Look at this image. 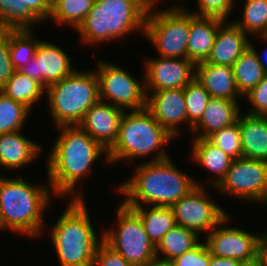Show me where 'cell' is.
<instances>
[{
  "label": "cell",
  "mask_w": 267,
  "mask_h": 266,
  "mask_svg": "<svg viewBox=\"0 0 267 266\" xmlns=\"http://www.w3.org/2000/svg\"><path fill=\"white\" fill-rule=\"evenodd\" d=\"M31 110L0 91V134L23 130Z\"/></svg>",
  "instance_id": "cell-33"
},
{
  "label": "cell",
  "mask_w": 267,
  "mask_h": 266,
  "mask_svg": "<svg viewBox=\"0 0 267 266\" xmlns=\"http://www.w3.org/2000/svg\"><path fill=\"white\" fill-rule=\"evenodd\" d=\"M211 253L205 243L199 242L194 248L172 260L174 266H209Z\"/></svg>",
  "instance_id": "cell-38"
},
{
  "label": "cell",
  "mask_w": 267,
  "mask_h": 266,
  "mask_svg": "<svg viewBox=\"0 0 267 266\" xmlns=\"http://www.w3.org/2000/svg\"><path fill=\"white\" fill-rule=\"evenodd\" d=\"M258 257L261 259L263 266H267V237L264 234L259 244Z\"/></svg>",
  "instance_id": "cell-43"
},
{
  "label": "cell",
  "mask_w": 267,
  "mask_h": 266,
  "mask_svg": "<svg viewBox=\"0 0 267 266\" xmlns=\"http://www.w3.org/2000/svg\"><path fill=\"white\" fill-rule=\"evenodd\" d=\"M240 261L232 258H222L212 256L210 258L209 266H239Z\"/></svg>",
  "instance_id": "cell-42"
},
{
  "label": "cell",
  "mask_w": 267,
  "mask_h": 266,
  "mask_svg": "<svg viewBox=\"0 0 267 266\" xmlns=\"http://www.w3.org/2000/svg\"><path fill=\"white\" fill-rule=\"evenodd\" d=\"M145 37L153 44L158 57L187 59L190 12L182 5L148 11Z\"/></svg>",
  "instance_id": "cell-8"
},
{
  "label": "cell",
  "mask_w": 267,
  "mask_h": 266,
  "mask_svg": "<svg viewBox=\"0 0 267 266\" xmlns=\"http://www.w3.org/2000/svg\"><path fill=\"white\" fill-rule=\"evenodd\" d=\"M267 205V203L265 204V206ZM263 234L267 237V231L265 230V232H263Z\"/></svg>",
  "instance_id": "cell-49"
},
{
  "label": "cell",
  "mask_w": 267,
  "mask_h": 266,
  "mask_svg": "<svg viewBox=\"0 0 267 266\" xmlns=\"http://www.w3.org/2000/svg\"><path fill=\"white\" fill-rule=\"evenodd\" d=\"M3 229L5 230L4 225H3V221L1 218V213H0V230L2 231Z\"/></svg>",
  "instance_id": "cell-48"
},
{
  "label": "cell",
  "mask_w": 267,
  "mask_h": 266,
  "mask_svg": "<svg viewBox=\"0 0 267 266\" xmlns=\"http://www.w3.org/2000/svg\"><path fill=\"white\" fill-rule=\"evenodd\" d=\"M199 236L193 230L176 225L156 245V258L174 260L194 248L201 241Z\"/></svg>",
  "instance_id": "cell-26"
},
{
  "label": "cell",
  "mask_w": 267,
  "mask_h": 266,
  "mask_svg": "<svg viewBox=\"0 0 267 266\" xmlns=\"http://www.w3.org/2000/svg\"><path fill=\"white\" fill-rule=\"evenodd\" d=\"M33 29L10 30V58L15 70L27 65L35 56L41 39L35 38Z\"/></svg>",
  "instance_id": "cell-32"
},
{
  "label": "cell",
  "mask_w": 267,
  "mask_h": 266,
  "mask_svg": "<svg viewBox=\"0 0 267 266\" xmlns=\"http://www.w3.org/2000/svg\"><path fill=\"white\" fill-rule=\"evenodd\" d=\"M71 61V57L57 44L41 39L34 58L19 71L35 79L47 89L76 71L75 68H72Z\"/></svg>",
  "instance_id": "cell-14"
},
{
  "label": "cell",
  "mask_w": 267,
  "mask_h": 266,
  "mask_svg": "<svg viewBox=\"0 0 267 266\" xmlns=\"http://www.w3.org/2000/svg\"><path fill=\"white\" fill-rule=\"evenodd\" d=\"M232 69L237 89L242 96L247 94L267 75L251 46L235 61Z\"/></svg>",
  "instance_id": "cell-27"
},
{
  "label": "cell",
  "mask_w": 267,
  "mask_h": 266,
  "mask_svg": "<svg viewBox=\"0 0 267 266\" xmlns=\"http://www.w3.org/2000/svg\"><path fill=\"white\" fill-rule=\"evenodd\" d=\"M144 70L146 92L184 88L196 76V64L185 58L148 57Z\"/></svg>",
  "instance_id": "cell-15"
},
{
  "label": "cell",
  "mask_w": 267,
  "mask_h": 266,
  "mask_svg": "<svg viewBox=\"0 0 267 266\" xmlns=\"http://www.w3.org/2000/svg\"><path fill=\"white\" fill-rule=\"evenodd\" d=\"M93 3L94 0H51L49 20H54L59 26L69 24L77 30L92 9Z\"/></svg>",
  "instance_id": "cell-30"
},
{
  "label": "cell",
  "mask_w": 267,
  "mask_h": 266,
  "mask_svg": "<svg viewBox=\"0 0 267 266\" xmlns=\"http://www.w3.org/2000/svg\"><path fill=\"white\" fill-rule=\"evenodd\" d=\"M239 266H263V264L261 262V259L257 257L256 259L251 261L241 262Z\"/></svg>",
  "instance_id": "cell-47"
},
{
  "label": "cell",
  "mask_w": 267,
  "mask_h": 266,
  "mask_svg": "<svg viewBox=\"0 0 267 266\" xmlns=\"http://www.w3.org/2000/svg\"><path fill=\"white\" fill-rule=\"evenodd\" d=\"M197 5V10L188 11L196 16L213 17L227 22L235 7V0H197Z\"/></svg>",
  "instance_id": "cell-36"
},
{
  "label": "cell",
  "mask_w": 267,
  "mask_h": 266,
  "mask_svg": "<svg viewBox=\"0 0 267 266\" xmlns=\"http://www.w3.org/2000/svg\"><path fill=\"white\" fill-rule=\"evenodd\" d=\"M262 40H265V42L267 43V39L264 36H261ZM250 46L255 50L256 55L258 57V60L260 61L261 65L263 66L264 70L267 73V48L264 49V51H262L263 54L260 55V52H257V49L255 48V46L253 45V43H251L250 41Z\"/></svg>",
  "instance_id": "cell-44"
},
{
  "label": "cell",
  "mask_w": 267,
  "mask_h": 266,
  "mask_svg": "<svg viewBox=\"0 0 267 266\" xmlns=\"http://www.w3.org/2000/svg\"><path fill=\"white\" fill-rule=\"evenodd\" d=\"M145 266H174V264L172 263V261L155 258L149 263H147Z\"/></svg>",
  "instance_id": "cell-45"
},
{
  "label": "cell",
  "mask_w": 267,
  "mask_h": 266,
  "mask_svg": "<svg viewBox=\"0 0 267 266\" xmlns=\"http://www.w3.org/2000/svg\"><path fill=\"white\" fill-rule=\"evenodd\" d=\"M243 99L251 103L248 112L245 114L254 116H266L267 114V75L247 94ZM252 108V109H251Z\"/></svg>",
  "instance_id": "cell-37"
},
{
  "label": "cell",
  "mask_w": 267,
  "mask_h": 266,
  "mask_svg": "<svg viewBox=\"0 0 267 266\" xmlns=\"http://www.w3.org/2000/svg\"><path fill=\"white\" fill-rule=\"evenodd\" d=\"M0 91L14 101L24 104L32 111L33 106L41 100L46 89L35 79L15 70Z\"/></svg>",
  "instance_id": "cell-28"
},
{
  "label": "cell",
  "mask_w": 267,
  "mask_h": 266,
  "mask_svg": "<svg viewBox=\"0 0 267 266\" xmlns=\"http://www.w3.org/2000/svg\"><path fill=\"white\" fill-rule=\"evenodd\" d=\"M28 6L42 21H49L51 0H19Z\"/></svg>",
  "instance_id": "cell-41"
},
{
  "label": "cell",
  "mask_w": 267,
  "mask_h": 266,
  "mask_svg": "<svg viewBox=\"0 0 267 266\" xmlns=\"http://www.w3.org/2000/svg\"><path fill=\"white\" fill-rule=\"evenodd\" d=\"M206 139L233 160L243 157L239 121L215 131Z\"/></svg>",
  "instance_id": "cell-35"
},
{
  "label": "cell",
  "mask_w": 267,
  "mask_h": 266,
  "mask_svg": "<svg viewBox=\"0 0 267 266\" xmlns=\"http://www.w3.org/2000/svg\"><path fill=\"white\" fill-rule=\"evenodd\" d=\"M10 30L0 29V90L15 71L10 58Z\"/></svg>",
  "instance_id": "cell-39"
},
{
  "label": "cell",
  "mask_w": 267,
  "mask_h": 266,
  "mask_svg": "<svg viewBox=\"0 0 267 266\" xmlns=\"http://www.w3.org/2000/svg\"><path fill=\"white\" fill-rule=\"evenodd\" d=\"M145 1V6L147 8V11H155V9L157 10L156 6H158L157 4H161L159 1L161 0H144Z\"/></svg>",
  "instance_id": "cell-46"
},
{
  "label": "cell",
  "mask_w": 267,
  "mask_h": 266,
  "mask_svg": "<svg viewBox=\"0 0 267 266\" xmlns=\"http://www.w3.org/2000/svg\"><path fill=\"white\" fill-rule=\"evenodd\" d=\"M191 143L192 150L190 156L193 162L199 163L202 168L215 174L213 176L215 178H212L211 182L209 179L207 184L212 186V188H216L225 178L233 159L206 138H193Z\"/></svg>",
  "instance_id": "cell-24"
},
{
  "label": "cell",
  "mask_w": 267,
  "mask_h": 266,
  "mask_svg": "<svg viewBox=\"0 0 267 266\" xmlns=\"http://www.w3.org/2000/svg\"><path fill=\"white\" fill-rule=\"evenodd\" d=\"M24 136L22 130L0 134V166L7 170L22 169L40 158L42 144Z\"/></svg>",
  "instance_id": "cell-19"
},
{
  "label": "cell",
  "mask_w": 267,
  "mask_h": 266,
  "mask_svg": "<svg viewBox=\"0 0 267 266\" xmlns=\"http://www.w3.org/2000/svg\"><path fill=\"white\" fill-rule=\"evenodd\" d=\"M150 93V94H149ZM146 109L174 138L179 137L181 124L187 123L183 88L146 92Z\"/></svg>",
  "instance_id": "cell-16"
},
{
  "label": "cell",
  "mask_w": 267,
  "mask_h": 266,
  "mask_svg": "<svg viewBox=\"0 0 267 266\" xmlns=\"http://www.w3.org/2000/svg\"><path fill=\"white\" fill-rule=\"evenodd\" d=\"M231 215L226 216L205 237V243L212 256L232 258L240 262L258 257L262 233L248 232L228 224ZM228 225V226H227Z\"/></svg>",
  "instance_id": "cell-13"
},
{
  "label": "cell",
  "mask_w": 267,
  "mask_h": 266,
  "mask_svg": "<svg viewBox=\"0 0 267 266\" xmlns=\"http://www.w3.org/2000/svg\"><path fill=\"white\" fill-rule=\"evenodd\" d=\"M242 12L243 19L233 22L248 36L260 39L267 33V0H245Z\"/></svg>",
  "instance_id": "cell-31"
},
{
  "label": "cell",
  "mask_w": 267,
  "mask_h": 266,
  "mask_svg": "<svg viewBox=\"0 0 267 266\" xmlns=\"http://www.w3.org/2000/svg\"><path fill=\"white\" fill-rule=\"evenodd\" d=\"M249 46V36L231 18V23L224 21L219 26L210 55L205 62L232 66Z\"/></svg>",
  "instance_id": "cell-18"
},
{
  "label": "cell",
  "mask_w": 267,
  "mask_h": 266,
  "mask_svg": "<svg viewBox=\"0 0 267 266\" xmlns=\"http://www.w3.org/2000/svg\"><path fill=\"white\" fill-rule=\"evenodd\" d=\"M174 139L146 108L125 110L120 120L117 139L108 150L110 165L149 156L147 162L168 159L170 157L165 145Z\"/></svg>",
  "instance_id": "cell-5"
},
{
  "label": "cell",
  "mask_w": 267,
  "mask_h": 266,
  "mask_svg": "<svg viewBox=\"0 0 267 266\" xmlns=\"http://www.w3.org/2000/svg\"><path fill=\"white\" fill-rule=\"evenodd\" d=\"M116 209V225L104 229L103 240L133 266H145L156 258V246L145 232L138 214L121 202Z\"/></svg>",
  "instance_id": "cell-9"
},
{
  "label": "cell",
  "mask_w": 267,
  "mask_h": 266,
  "mask_svg": "<svg viewBox=\"0 0 267 266\" xmlns=\"http://www.w3.org/2000/svg\"><path fill=\"white\" fill-rule=\"evenodd\" d=\"M42 21L28 6L19 0H0V29H33Z\"/></svg>",
  "instance_id": "cell-29"
},
{
  "label": "cell",
  "mask_w": 267,
  "mask_h": 266,
  "mask_svg": "<svg viewBox=\"0 0 267 266\" xmlns=\"http://www.w3.org/2000/svg\"><path fill=\"white\" fill-rule=\"evenodd\" d=\"M68 200L49 232L57 259L60 266H93L97 247L104 239L103 231L98 236L93 229L84 199Z\"/></svg>",
  "instance_id": "cell-4"
},
{
  "label": "cell",
  "mask_w": 267,
  "mask_h": 266,
  "mask_svg": "<svg viewBox=\"0 0 267 266\" xmlns=\"http://www.w3.org/2000/svg\"><path fill=\"white\" fill-rule=\"evenodd\" d=\"M125 110L99 100L84 115L78 126L106 150L115 143Z\"/></svg>",
  "instance_id": "cell-17"
},
{
  "label": "cell",
  "mask_w": 267,
  "mask_h": 266,
  "mask_svg": "<svg viewBox=\"0 0 267 266\" xmlns=\"http://www.w3.org/2000/svg\"><path fill=\"white\" fill-rule=\"evenodd\" d=\"M184 99L187 110V123L190 130L201 119L210 94L195 77L184 88Z\"/></svg>",
  "instance_id": "cell-34"
},
{
  "label": "cell",
  "mask_w": 267,
  "mask_h": 266,
  "mask_svg": "<svg viewBox=\"0 0 267 266\" xmlns=\"http://www.w3.org/2000/svg\"><path fill=\"white\" fill-rule=\"evenodd\" d=\"M128 207H131L138 214L146 234L155 246L168 231L177 225L170 206Z\"/></svg>",
  "instance_id": "cell-25"
},
{
  "label": "cell",
  "mask_w": 267,
  "mask_h": 266,
  "mask_svg": "<svg viewBox=\"0 0 267 266\" xmlns=\"http://www.w3.org/2000/svg\"><path fill=\"white\" fill-rule=\"evenodd\" d=\"M46 185L25 181L19 174L16 178L0 176V213L6 230L31 239L45 233L44 213L54 195L49 183Z\"/></svg>",
  "instance_id": "cell-3"
},
{
  "label": "cell",
  "mask_w": 267,
  "mask_h": 266,
  "mask_svg": "<svg viewBox=\"0 0 267 266\" xmlns=\"http://www.w3.org/2000/svg\"><path fill=\"white\" fill-rule=\"evenodd\" d=\"M214 189L251 203H267V162L238 158L232 161L225 178Z\"/></svg>",
  "instance_id": "cell-11"
},
{
  "label": "cell",
  "mask_w": 267,
  "mask_h": 266,
  "mask_svg": "<svg viewBox=\"0 0 267 266\" xmlns=\"http://www.w3.org/2000/svg\"><path fill=\"white\" fill-rule=\"evenodd\" d=\"M129 180L119 183L117 191L127 206H171L188 194L195 186H202L168 158L135 165ZM201 183V184H200ZM142 202V203H141Z\"/></svg>",
  "instance_id": "cell-2"
},
{
  "label": "cell",
  "mask_w": 267,
  "mask_h": 266,
  "mask_svg": "<svg viewBox=\"0 0 267 266\" xmlns=\"http://www.w3.org/2000/svg\"><path fill=\"white\" fill-rule=\"evenodd\" d=\"M58 129L46 161L47 182L56 198L85 199L80 191L74 192L75 188L81 179L90 176L98 158L105 155L104 162L110 165L108 150L78 125L58 126Z\"/></svg>",
  "instance_id": "cell-1"
},
{
  "label": "cell",
  "mask_w": 267,
  "mask_h": 266,
  "mask_svg": "<svg viewBox=\"0 0 267 266\" xmlns=\"http://www.w3.org/2000/svg\"><path fill=\"white\" fill-rule=\"evenodd\" d=\"M97 61V70H94L99 81L100 100L126 111L146 108L147 94L145 83L124 70L117 64Z\"/></svg>",
  "instance_id": "cell-10"
},
{
  "label": "cell",
  "mask_w": 267,
  "mask_h": 266,
  "mask_svg": "<svg viewBox=\"0 0 267 266\" xmlns=\"http://www.w3.org/2000/svg\"><path fill=\"white\" fill-rule=\"evenodd\" d=\"M195 77L204 86L210 97L224 98L230 101H239L243 98L237 89L232 66L204 61L196 64Z\"/></svg>",
  "instance_id": "cell-21"
},
{
  "label": "cell",
  "mask_w": 267,
  "mask_h": 266,
  "mask_svg": "<svg viewBox=\"0 0 267 266\" xmlns=\"http://www.w3.org/2000/svg\"><path fill=\"white\" fill-rule=\"evenodd\" d=\"M223 20L196 16L190 12V34L187 59L195 64L204 62L210 55L219 26Z\"/></svg>",
  "instance_id": "cell-22"
},
{
  "label": "cell",
  "mask_w": 267,
  "mask_h": 266,
  "mask_svg": "<svg viewBox=\"0 0 267 266\" xmlns=\"http://www.w3.org/2000/svg\"><path fill=\"white\" fill-rule=\"evenodd\" d=\"M238 121L243 157L267 162V118L244 113Z\"/></svg>",
  "instance_id": "cell-23"
},
{
  "label": "cell",
  "mask_w": 267,
  "mask_h": 266,
  "mask_svg": "<svg viewBox=\"0 0 267 266\" xmlns=\"http://www.w3.org/2000/svg\"><path fill=\"white\" fill-rule=\"evenodd\" d=\"M76 71L46 89L47 103L56 126L78 125L85 113L100 100L94 70Z\"/></svg>",
  "instance_id": "cell-7"
},
{
  "label": "cell",
  "mask_w": 267,
  "mask_h": 266,
  "mask_svg": "<svg viewBox=\"0 0 267 266\" xmlns=\"http://www.w3.org/2000/svg\"><path fill=\"white\" fill-rule=\"evenodd\" d=\"M204 187L205 185L195 186L188 194L170 206L176 224L193 230L198 235L208 234L229 215L217 202L210 199Z\"/></svg>",
  "instance_id": "cell-12"
},
{
  "label": "cell",
  "mask_w": 267,
  "mask_h": 266,
  "mask_svg": "<svg viewBox=\"0 0 267 266\" xmlns=\"http://www.w3.org/2000/svg\"><path fill=\"white\" fill-rule=\"evenodd\" d=\"M241 110L238 101L210 97L201 119L192 127L193 138H207L215 131L236 123Z\"/></svg>",
  "instance_id": "cell-20"
},
{
  "label": "cell",
  "mask_w": 267,
  "mask_h": 266,
  "mask_svg": "<svg viewBox=\"0 0 267 266\" xmlns=\"http://www.w3.org/2000/svg\"><path fill=\"white\" fill-rule=\"evenodd\" d=\"M147 12L144 0H94L76 31L83 44L93 46L118 41L138 30L144 35Z\"/></svg>",
  "instance_id": "cell-6"
},
{
  "label": "cell",
  "mask_w": 267,
  "mask_h": 266,
  "mask_svg": "<svg viewBox=\"0 0 267 266\" xmlns=\"http://www.w3.org/2000/svg\"><path fill=\"white\" fill-rule=\"evenodd\" d=\"M93 266H133L104 240L98 245Z\"/></svg>",
  "instance_id": "cell-40"
}]
</instances>
